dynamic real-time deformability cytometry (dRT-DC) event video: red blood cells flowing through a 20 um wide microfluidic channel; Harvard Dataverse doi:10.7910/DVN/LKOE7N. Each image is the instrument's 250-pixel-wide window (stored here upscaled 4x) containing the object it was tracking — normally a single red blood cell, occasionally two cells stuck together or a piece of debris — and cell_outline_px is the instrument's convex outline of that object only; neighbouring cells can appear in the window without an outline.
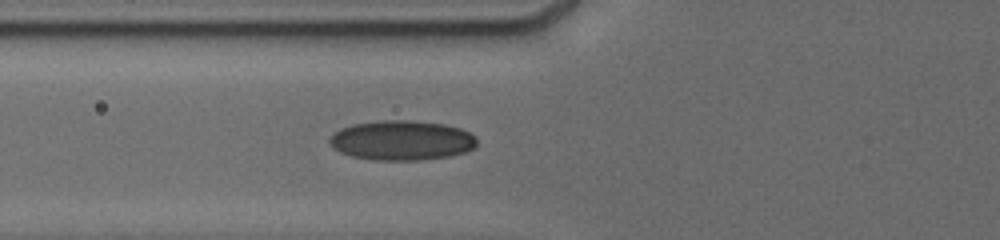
{"species": "human", "species_latin": "Homo sapiens", "temperature_condition": "cold", "stored_images_in_passage": 10, "camera_frame_rate_fps": 3000, "um_per_image_px": 0.085, "donor": {"sex": "male"}, "frame": {"image": 1, "passage_image": 10, "time_ms": 6.667, "image_size_px": [1000, 240], "cell_outline_px": [[476, 144], [472, 148], [464, 152], [448, 156], [416, 160], [376, 160], [352, 156], [340, 152], [328, 140], [340, 128], [352, 124], [380, 120], [408, 120], [444, 124], [460, 128], [476, 136]], "centroid_in_image_um": [34.15, 11.92], "position_along_channel_um": 91.7, "area_um2": 33.81}}